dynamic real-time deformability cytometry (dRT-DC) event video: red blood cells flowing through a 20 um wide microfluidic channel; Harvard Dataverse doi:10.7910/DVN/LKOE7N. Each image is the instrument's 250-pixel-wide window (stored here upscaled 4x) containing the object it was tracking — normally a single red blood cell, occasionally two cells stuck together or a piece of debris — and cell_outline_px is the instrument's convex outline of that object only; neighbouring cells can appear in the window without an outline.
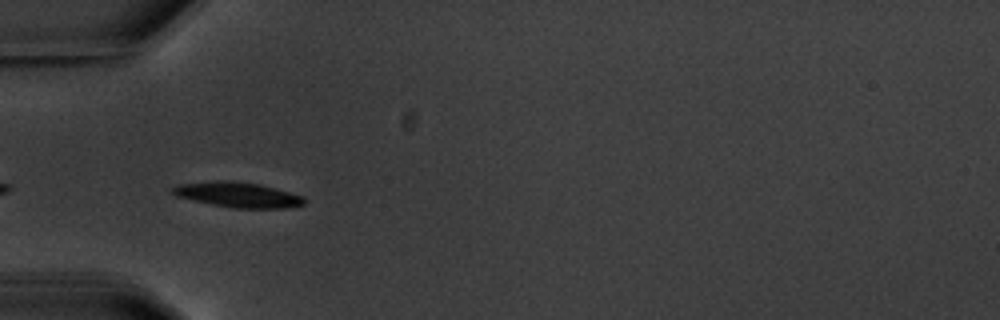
{"species": "common noctule bat (a hibernating species)", "species_latin": "Nyctalus noctula", "temperature_condition": "warm", "stored_images_in_passage": 7, "camera_frame_rate_fps": 3000, "um_per_image_px": 0.085, "animal": {"sex": "male", "body_mass_g": 20.1, "forearm_length_mm": 53.5}, "frame": {"image": 1, "passage_image": 6, "time_ms": 6.0, "image_size_px": [1000, 320], "cell_outline_px": [[304, 204], [288, 208], [232, 208], [212, 204], [176, 196], [172, 192], [172, 188], [176, 184], [216, 180], [228, 180], [260, 184], [276, 188], [300, 196], [304, 200]], "centroid_in_image_um": [20.18, 16.54], "position_along_channel_um": 64.8, "area_um2": 19.19}}